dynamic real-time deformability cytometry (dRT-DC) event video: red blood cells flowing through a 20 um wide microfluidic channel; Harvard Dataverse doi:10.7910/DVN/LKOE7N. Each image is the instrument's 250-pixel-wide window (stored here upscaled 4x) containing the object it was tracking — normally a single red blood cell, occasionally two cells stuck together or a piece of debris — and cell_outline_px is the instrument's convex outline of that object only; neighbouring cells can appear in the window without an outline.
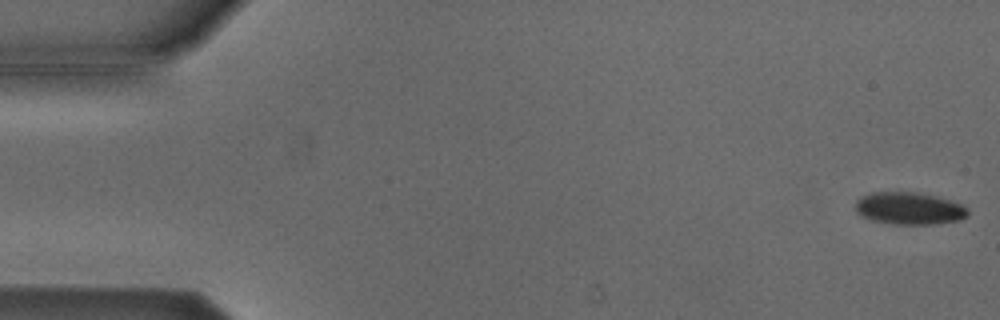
{"species": "Egyptian fruit bat (a non-hibernating species)", "species_latin": "Rousettus aegyptiacus", "temperature_condition": "cold", "stored_images_in_passage": 51, "camera_frame_rate_fps": 3000, "um_per_image_px": 0.085, "animal": {"sex": "male"}, "frame": {"image": 1, "passage_image": 1, "time_ms": 0.0, "image_size_px": [1000, 320], "cell_outline_px": [[968, 216], [960, 220], [932, 224], [892, 224], [872, 220], [860, 216], [856, 212], [856, 200], [860, 196], [872, 192], [920, 192], [936, 196], [960, 204], [968, 208]], "centroid_in_image_um": [77.26, 17.71], "position_along_channel_um": 7.7, "area_um2": 21.27}}
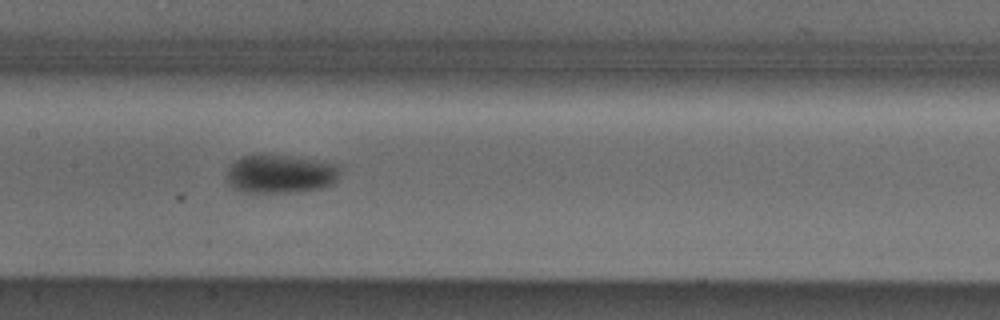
{"frame": {"image": 2, "passage_image": 26, "time_ms": 8.333, "image_size_px": [1000, 320], "cell_outline_px": [[340, 168], [336, 180], [332, 184], [324, 188], [292, 192], [244, 192], [232, 188], [228, 184], [228, 168], [236, 160], [244, 156], [284, 156], [336, 164]], "centroid_in_image_um": [23.82, 14.82], "position_along_channel_um": 183.6, "area_um2": 24.8}}
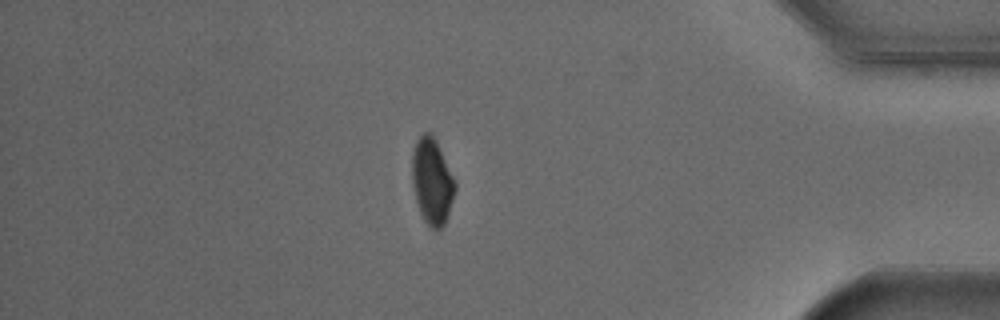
{"frame": {"image": 3, "passage_image": 46, "time_ms": 15.0, "image_size_px": [1000, 320], "cell_outline_px": [[456, 188], [444, 224], [440, 228], [432, 228], [424, 220], [420, 212], [416, 200], [412, 184], [412, 152], [416, 140], [424, 132], [428, 132], [436, 140], [456, 184]], "centroid_in_image_um": [36.7, 15.38], "position_along_channel_um": 398.5, "area_um2": 21.1}, "authors_computed_cell_mechanics": {"area_um2": 23.0044, "velocity_mm_per_s": 3.8007, "shape_relaxation_time_tau1_ms": 2.0877, "shape_relaxation_time_tau2_ms": null, "deformation_change_tau1": 0.0724, "deformation_change_tau2": null}}